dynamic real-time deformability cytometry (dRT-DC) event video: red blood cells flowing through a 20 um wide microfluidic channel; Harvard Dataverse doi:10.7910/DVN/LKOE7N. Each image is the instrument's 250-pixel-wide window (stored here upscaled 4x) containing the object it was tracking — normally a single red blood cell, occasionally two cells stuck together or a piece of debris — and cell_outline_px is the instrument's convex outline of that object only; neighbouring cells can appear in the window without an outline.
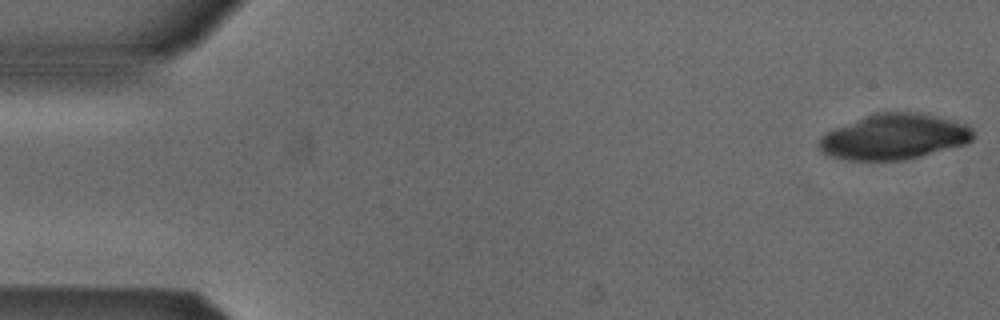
{"species": "Egyptian fruit bat (a non-hibernating species)", "species_latin": "Rousettus aegyptiacus", "temperature_condition": "cold", "stored_images_in_passage": 18, "camera_frame_rate_fps": 3000, "um_per_image_px": 0.085, "animal": {"sex": "male"}, "frame": {"image": 1, "passage_image": 1, "time_ms": 0.0, "image_size_px": [1000, 320], "cell_outline_px": [[976, 136], [972, 140], [964, 144], [920, 156], [904, 160], [848, 160], [832, 156], [824, 152], [816, 144], [820, 136], [836, 128], [876, 112], [916, 112], [956, 120], [968, 124], [972, 128]], "centroid_in_image_um": [76.04, 11.62], "position_along_channel_um": 9.0, "area_um2": 40.69}}